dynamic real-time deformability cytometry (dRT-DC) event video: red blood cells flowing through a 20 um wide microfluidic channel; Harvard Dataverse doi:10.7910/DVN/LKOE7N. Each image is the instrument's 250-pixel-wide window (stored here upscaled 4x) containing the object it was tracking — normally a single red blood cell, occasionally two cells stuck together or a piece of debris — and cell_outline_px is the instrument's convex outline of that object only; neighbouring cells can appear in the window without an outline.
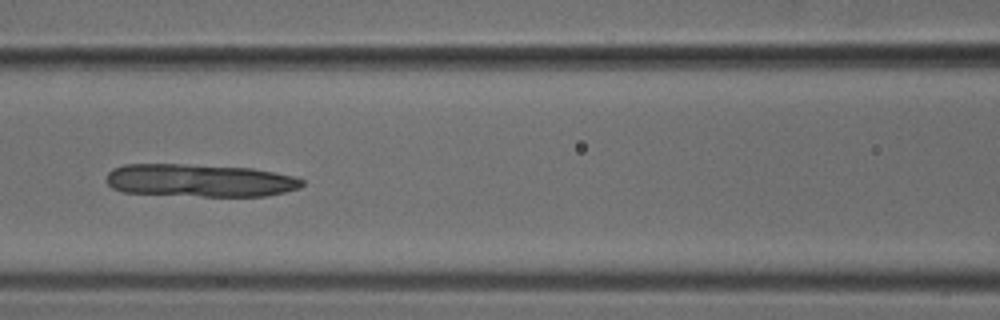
{"species": "common noctule bat (a hibernating species)", "species_latin": "Nyctalus noctula", "temperature_condition": "cold", "stored_images_in_passage": 7, "camera_frame_rate_fps": 3000, "um_per_image_px": 0.085, "animal": {"sex": "male", "body_mass_g": 18.8}, "frame": {"image": 1, "passage_image": 7, "time_ms": 2.0, "image_size_px": [1000, 320], "cell_outline_px": [[304, 184], [300, 188], [268, 196], [200, 196], [124, 192], [112, 188], [108, 184], [108, 172], [112, 168], [124, 164], [184, 164], [252, 168], [296, 176], [304, 180]], "centroid_in_image_um": [17.02, 15.33], "position_along_channel_um": 149.6, "area_um2": 37.51}}